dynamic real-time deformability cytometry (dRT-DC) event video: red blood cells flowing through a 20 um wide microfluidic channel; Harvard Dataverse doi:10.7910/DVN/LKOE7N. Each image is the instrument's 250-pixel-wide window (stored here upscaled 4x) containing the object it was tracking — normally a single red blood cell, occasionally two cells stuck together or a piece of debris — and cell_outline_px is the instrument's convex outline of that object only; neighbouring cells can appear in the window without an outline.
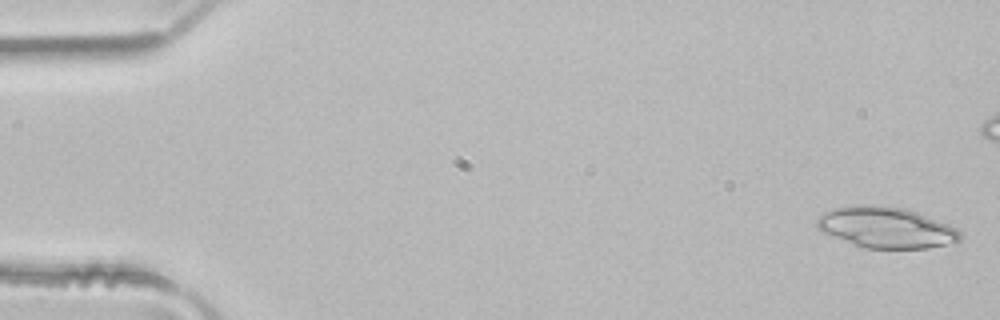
{"species": "common noctule bat (a hibernating species)", "species_latin": "Nyctalus noctula", "temperature_condition": "room temperature", "stored_images_in_passage": 5, "camera_frame_rate_fps": 3000, "um_per_image_px": 0.085, "animal": {"sex": "male", "body_mass_g": 21.5, "forearm_length_mm": 52.0}, "frame": {"image": 1, "passage_image": 1, "time_ms": 0.0, "image_size_px": [1000, 320], "cell_outline_px": [[964, 236], [960, 240], [928, 248], [868, 248], [820, 232], [816, 224], [816, 220], [824, 212], [836, 208], [864, 204], [904, 208], [916, 212], [948, 224], [956, 228]], "centroid_in_image_um": [75.31, 19.33], "position_along_channel_um": 9.7, "area_um2": 33.64}}